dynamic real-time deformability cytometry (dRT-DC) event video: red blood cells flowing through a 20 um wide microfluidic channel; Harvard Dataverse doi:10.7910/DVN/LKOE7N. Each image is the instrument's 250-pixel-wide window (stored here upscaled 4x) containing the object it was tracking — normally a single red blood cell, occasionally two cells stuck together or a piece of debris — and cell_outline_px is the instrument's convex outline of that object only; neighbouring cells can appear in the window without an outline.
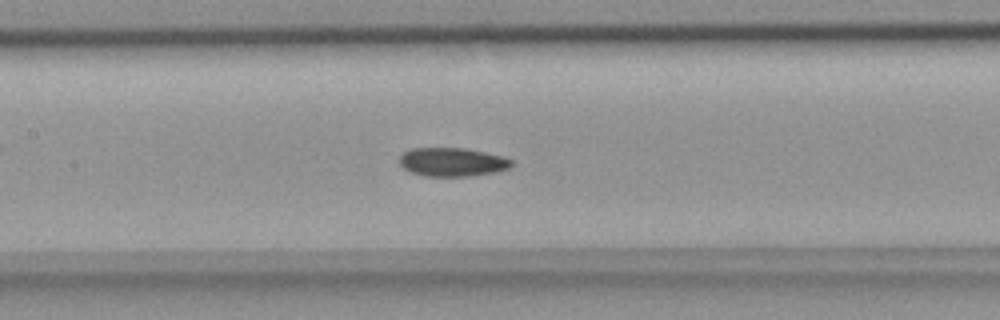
{"species": "common noctule bat (a hibernating species)", "species_latin": "Nyctalus noctula", "temperature_condition": "room temperature", "stored_images_in_passage": 42, "camera_frame_rate_fps": 3000, "um_per_image_px": 0.085, "animal": {"sex": "female", "body_mass_g": 18.4}, "frame": {"image": 1, "passage_image": 14, "time_ms": 4.333, "image_size_px": [1000, 320], "cell_outline_px": [[512, 164], [508, 168], [496, 172], [468, 176], [424, 176], [412, 172], [404, 168], [400, 164], [400, 156], [404, 152], [412, 148], [464, 148], [504, 156], [512, 160]], "centroid_in_image_um": [38.45, 13.77], "position_along_channel_um": 169.0, "area_um2": 18.61}}
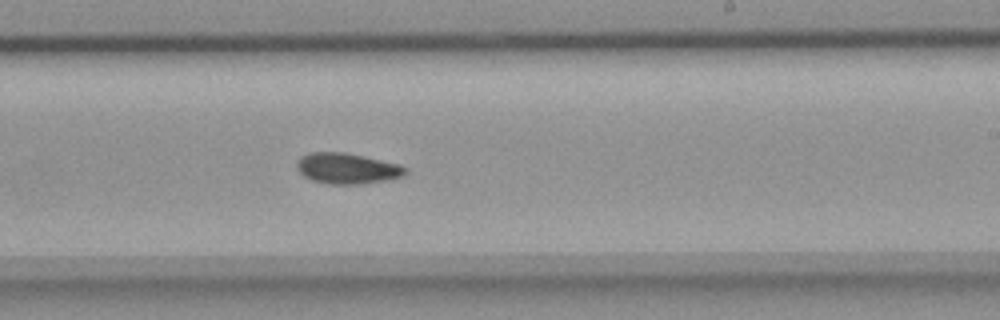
{"frame": {"image": 2, "passage_image": 21, "time_ms": 6.667, "image_size_px": [1000, 320], "cell_outline_px": [[408, 172], [404, 176], [384, 180], [360, 184], [328, 184], [312, 180], [304, 176], [296, 168], [296, 164], [300, 156], [308, 152], [344, 152], [364, 156], [400, 164], [408, 168]], "centroid_in_image_um": [29.5, 14.31], "position_along_channel_um": 259.5, "area_um2": 19.59}}
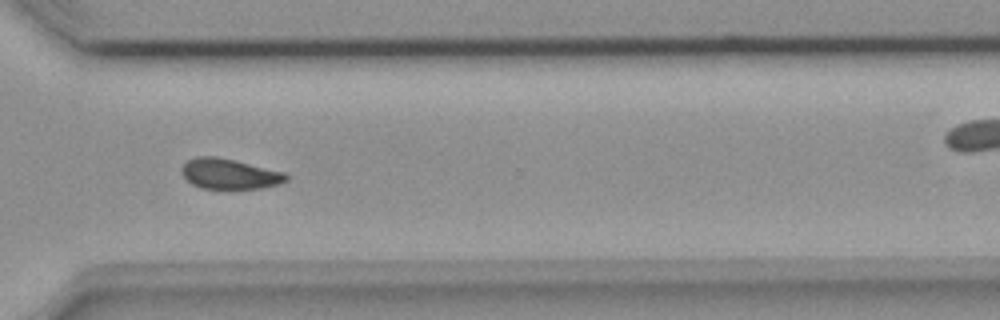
{"frame": {"image": 3, "passage_image": 28, "time_ms": 9.0, "image_size_px": [1000, 320], "cell_outline_px": [[288, 180], [280, 184], [260, 188], [200, 188], [192, 184], [180, 172], [180, 168], [188, 160], [200, 156], [212, 156], [232, 160], [284, 172], [288, 176]], "centroid_in_image_um": [19.49, 14.79], "position_along_channel_um": 351.1, "area_um2": 18.15}}